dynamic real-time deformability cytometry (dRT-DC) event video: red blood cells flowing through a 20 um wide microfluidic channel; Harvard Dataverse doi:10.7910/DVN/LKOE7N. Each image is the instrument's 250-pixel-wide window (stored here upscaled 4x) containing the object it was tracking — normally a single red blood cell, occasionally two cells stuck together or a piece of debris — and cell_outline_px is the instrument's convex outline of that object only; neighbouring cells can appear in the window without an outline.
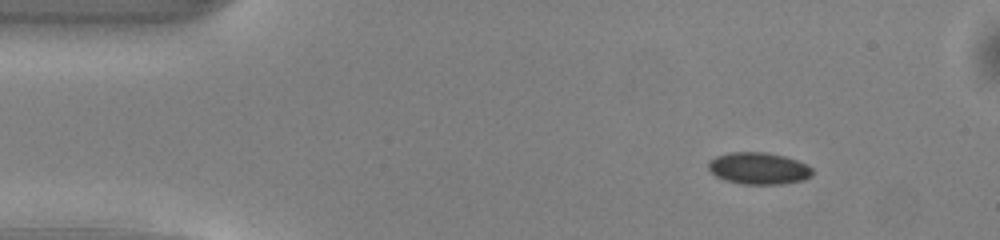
{"species": "common noctule bat (a hibernating species)", "species_latin": "Nyctalus noctula", "temperature_condition": "warm", "stored_images_in_passage": 45, "camera_frame_rate_fps": 3000, "um_per_image_px": 0.085, "animal": {"sex": "male", "body_mass_g": 13.0, "forearm_length_mm": 53.1}, "frame": {"image": 1, "passage_image": 1, "time_ms": 0.0, "image_size_px": [1000, 240], "cell_outline_px": [[812, 176], [804, 180], [780, 184], [744, 184], [724, 180], [716, 176], [708, 168], [708, 160], [716, 156], [728, 152], [764, 152], [784, 156], [808, 164], [812, 168]], "centroid_in_image_um": [64.48, 14.31], "position_along_channel_um": 20.5, "area_um2": 19.42}}
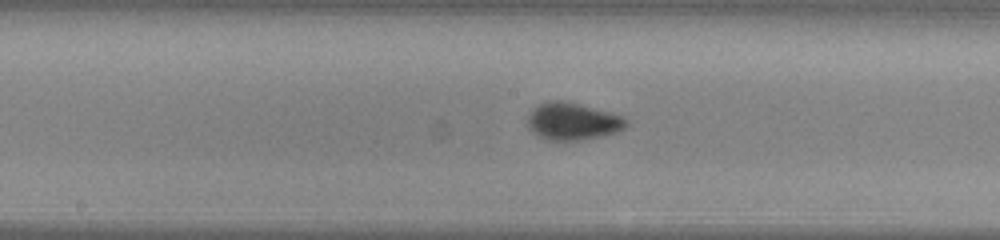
{"frame": {"image": 2, "passage_image": 20, "time_ms": 6.333, "image_size_px": [1000, 240], "cell_outline_px": [[628, 124], [624, 128], [616, 132], [600, 136], [576, 140], [548, 140], [532, 132], [528, 128], [528, 116], [532, 108], [536, 104], [548, 100], [560, 100], [580, 104], [608, 112], [620, 116], [628, 120]], "centroid_in_image_um": [48.62, 10.3], "position_along_channel_um": 199.6, "area_um2": 21.27}}
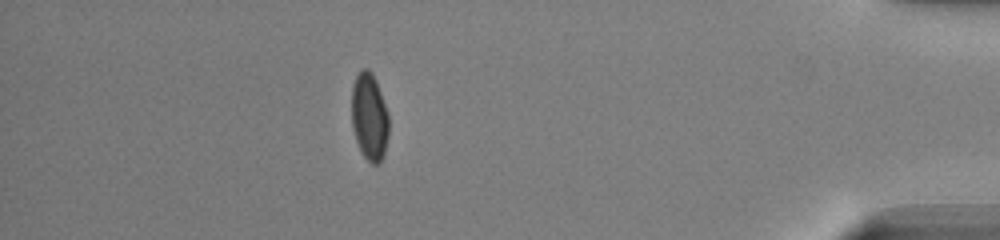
{"frame": {"image": 3, "passage_image": 39, "time_ms": 12.667, "image_size_px": [1000, 240], "cell_outline_px": [[388, 136], [384, 156], [380, 164], [372, 164], [364, 156], [356, 140], [352, 128], [352, 84], [360, 68], [368, 68], [372, 72], [376, 80], [388, 116]], "centroid_in_image_um": [31.39, 9.92], "position_along_channel_um": 403.8, "area_um2": 18.96}, "authors_computed_cell_mechanics": {"area_um2": 19.4786, "velocity_mm_per_s": 4.0572, "shape_relaxation_time_tau1_ms": 2.9029, "shape_relaxation_time_tau2_ms": null, "deformation_change_tau1": 0.0717, "deformation_change_tau2": null}}